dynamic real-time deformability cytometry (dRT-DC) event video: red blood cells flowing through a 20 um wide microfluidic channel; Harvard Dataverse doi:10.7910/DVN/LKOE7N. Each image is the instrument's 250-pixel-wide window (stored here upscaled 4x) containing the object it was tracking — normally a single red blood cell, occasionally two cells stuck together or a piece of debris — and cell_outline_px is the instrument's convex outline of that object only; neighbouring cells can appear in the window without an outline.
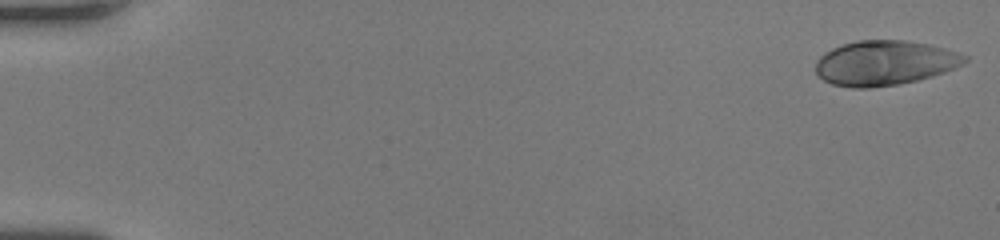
{"species": "human", "species_latin": "Homo sapiens", "temperature_condition": "room temperature", "stored_images_in_passage": 61, "camera_frame_rate_fps": 3000, "um_per_image_px": 0.085, "donor": {"sex": "female"}, "frame": {"image": 1, "passage_image": 1, "time_ms": 0.0, "image_size_px": [1000, 240], "cell_outline_px": [[968, 60], [956, 68], [932, 76], [900, 84], [868, 88], [852, 88], [832, 84], [824, 80], [816, 72], [816, 60], [824, 52], [832, 48], [856, 40], [904, 40], [928, 44], [944, 48], [968, 56]], "centroid_in_image_um": [75.19, 5.35], "position_along_channel_um": 9.8, "area_um2": 38.9}}
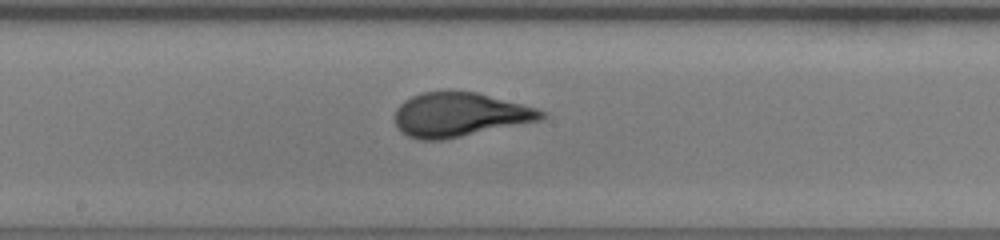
{"frame": {"image": 2, "passage_image": 34, "time_ms": 11.0, "image_size_px": [1000, 240], "cell_outline_px": [[544, 116], [540, 120], [444, 140], [420, 140], [408, 136], [400, 132], [396, 128], [396, 108], [404, 100], [412, 96], [424, 92], [476, 92], [536, 108], [544, 112]], "centroid_in_image_um": [39.02, 9.77], "position_along_channel_um": 209.2, "area_um2": 37.22}}
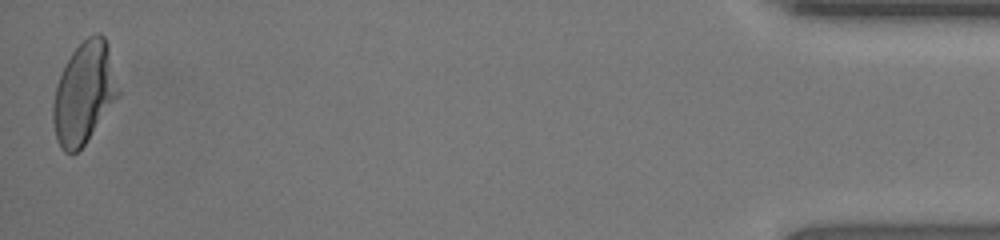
{"frame": {"image": 3, "passage_image": 61, "time_ms": 20.0, "image_size_px": [1000, 240], "cell_outline_px": [[120, 96], [84, 144], [76, 152], [64, 152], [60, 148], [56, 140], [52, 120], [52, 104], [56, 84], [64, 64], [72, 52], [88, 36], [96, 32], [100, 32], [104, 36], [108, 44], [120, 92]], "centroid_in_image_um": [7.14, 7.89], "position_along_channel_um": 428.1, "area_um2": 38.84}}